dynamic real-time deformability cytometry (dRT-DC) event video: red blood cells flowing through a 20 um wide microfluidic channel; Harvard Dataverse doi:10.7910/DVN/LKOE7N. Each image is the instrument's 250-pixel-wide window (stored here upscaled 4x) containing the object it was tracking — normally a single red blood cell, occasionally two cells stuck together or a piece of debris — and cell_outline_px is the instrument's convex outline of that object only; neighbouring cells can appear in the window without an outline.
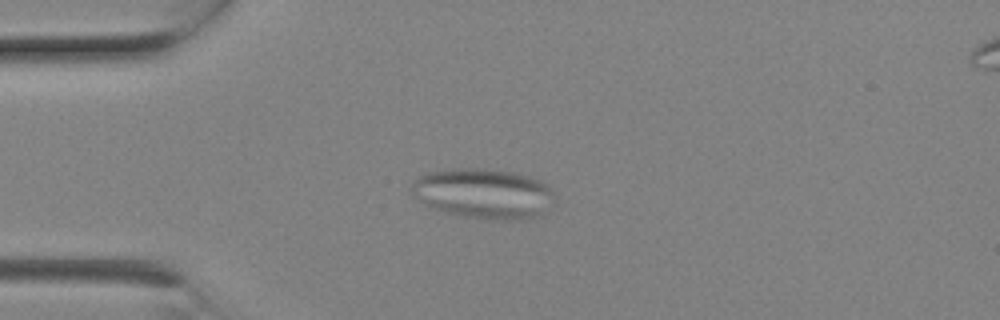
{"species": "Egyptian fruit bat (a non-hibernating species)", "species_latin": "Rousettus aegyptiacus", "temperature_condition": "room temperature", "stored_images_in_passage": 5, "camera_frame_rate_fps": 3000, "um_per_image_px": 0.085, "animal": {"sex": "female"}, "frame": {"image": 1, "passage_image": 3, "time_ms": 0.667, "image_size_px": [1000, 320], "cell_outline_px": [[556, 196], [544, 216], [520, 220], [504, 220], [464, 216], [448, 212], [436, 208], [420, 200], [408, 188], [420, 176], [428, 172], [456, 168], [484, 168], [512, 172], [528, 176], [540, 180], [548, 184]], "centroid_in_image_um": [41.19, 16.45], "position_along_channel_um": 43.8, "area_um2": 41.79}}